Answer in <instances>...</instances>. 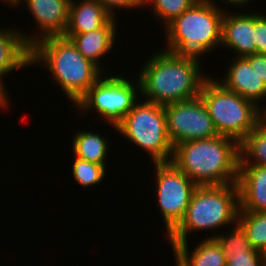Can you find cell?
I'll list each match as a JSON object with an SVG mask.
<instances>
[{
    "instance_id": "1",
    "label": "cell",
    "mask_w": 266,
    "mask_h": 266,
    "mask_svg": "<svg viewBox=\"0 0 266 266\" xmlns=\"http://www.w3.org/2000/svg\"><path fill=\"white\" fill-rule=\"evenodd\" d=\"M160 50L136 73L141 99L164 106L198 97L210 77L202 70L201 57Z\"/></svg>"
},
{
    "instance_id": "2",
    "label": "cell",
    "mask_w": 266,
    "mask_h": 266,
    "mask_svg": "<svg viewBox=\"0 0 266 266\" xmlns=\"http://www.w3.org/2000/svg\"><path fill=\"white\" fill-rule=\"evenodd\" d=\"M239 161V143L221 135L177 144L171 158L197 186L237 183Z\"/></svg>"
},
{
    "instance_id": "3",
    "label": "cell",
    "mask_w": 266,
    "mask_h": 266,
    "mask_svg": "<svg viewBox=\"0 0 266 266\" xmlns=\"http://www.w3.org/2000/svg\"><path fill=\"white\" fill-rule=\"evenodd\" d=\"M34 65L48 70L73 106L104 75L63 35L45 37L31 46V66Z\"/></svg>"
},
{
    "instance_id": "4",
    "label": "cell",
    "mask_w": 266,
    "mask_h": 266,
    "mask_svg": "<svg viewBox=\"0 0 266 266\" xmlns=\"http://www.w3.org/2000/svg\"><path fill=\"white\" fill-rule=\"evenodd\" d=\"M239 210L237 183L197 186L192 193L184 218L166 239L171 248L189 241L190 235L194 232L213 230L211 231L213 234L207 235L206 239H214L220 228H227L237 223Z\"/></svg>"
},
{
    "instance_id": "5",
    "label": "cell",
    "mask_w": 266,
    "mask_h": 266,
    "mask_svg": "<svg viewBox=\"0 0 266 266\" xmlns=\"http://www.w3.org/2000/svg\"><path fill=\"white\" fill-rule=\"evenodd\" d=\"M226 7L221 8L211 0L197 1L163 29L166 46L162 49L202 59L217 48L221 50L222 18Z\"/></svg>"
},
{
    "instance_id": "6",
    "label": "cell",
    "mask_w": 266,
    "mask_h": 266,
    "mask_svg": "<svg viewBox=\"0 0 266 266\" xmlns=\"http://www.w3.org/2000/svg\"><path fill=\"white\" fill-rule=\"evenodd\" d=\"M213 77L204 82L199 96L218 135L240 143L259 125L266 113L254 102L226 89Z\"/></svg>"
},
{
    "instance_id": "7",
    "label": "cell",
    "mask_w": 266,
    "mask_h": 266,
    "mask_svg": "<svg viewBox=\"0 0 266 266\" xmlns=\"http://www.w3.org/2000/svg\"><path fill=\"white\" fill-rule=\"evenodd\" d=\"M116 128L127 142L143 149L152 163L171 161L174 146L169 139L163 105L140 98Z\"/></svg>"
},
{
    "instance_id": "8",
    "label": "cell",
    "mask_w": 266,
    "mask_h": 266,
    "mask_svg": "<svg viewBox=\"0 0 266 266\" xmlns=\"http://www.w3.org/2000/svg\"><path fill=\"white\" fill-rule=\"evenodd\" d=\"M111 73H104L73 107L83 116V113L87 115L91 110L95 115L96 111L97 116H100L97 118L117 131L116 125L140 99V82L137 76L136 80H130L124 73L121 76L117 72Z\"/></svg>"
},
{
    "instance_id": "9",
    "label": "cell",
    "mask_w": 266,
    "mask_h": 266,
    "mask_svg": "<svg viewBox=\"0 0 266 266\" xmlns=\"http://www.w3.org/2000/svg\"><path fill=\"white\" fill-rule=\"evenodd\" d=\"M153 164L155 200L168 236L184 218L197 185L171 161Z\"/></svg>"
},
{
    "instance_id": "10",
    "label": "cell",
    "mask_w": 266,
    "mask_h": 266,
    "mask_svg": "<svg viewBox=\"0 0 266 266\" xmlns=\"http://www.w3.org/2000/svg\"><path fill=\"white\" fill-rule=\"evenodd\" d=\"M169 139L173 146L218 135L200 96L164 105Z\"/></svg>"
},
{
    "instance_id": "11",
    "label": "cell",
    "mask_w": 266,
    "mask_h": 266,
    "mask_svg": "<svg viewBox=\"0 0 266 266\" xmlns=\"http://www.w3.org/2000/svg\"><path fill=\"white\" fill-rule=\"evenodd\" d=\"M70 2L71 0H15L10 8L17 9L22 5L32 15L37 31L29 34L22 30L21 33L25 41L33 46L45 37L64 35L68 25Z\"/></svg>"
},
{
    "instance_id": "12",
    "label": "cell",
    "mask_w": 266,
    "mask_h": 266,
    "mask_svg": "<svg viewBox=\"0 0 266 266\" xmlns=\"http://www.w3.org/2000/svg\"><path fill=\"white\" fill-rule=\"evenodd\" d=\"M254 11L226 10L222 18L221 45L232 51L235 57H245L257 53L254 36ZM238 12V13H237Z\"/></svg>"
},
{
    "instance_id": "13",
    "label": "cell",
    "mask_w": 266,
    "mask_h": 266,
    "mask_svg": "<svg viewBox=\"0 0 266 266\" xmlns=\"http://www.w3.org/2000/svg\"><path fill=\"white\" fill-rule=\"evenodd\" d=\"M227 61L230 63L224 71L225 74L222 78L217 77L216 80L226 89L254 102L266 113V106L263 105L266 101V85L258 77L255 69H252L250 62L245 57L234 55L230 61Z\"/></svg>"
},
{
    "instance_id": "14",
    "label": "cell",
    "mask_w": 266,
    "mask_h": 266,
    "mask_svg": "<svg viewBox=\"0 0 266 266\" xmlns=\"http://www.w3.org/2000/svg\"><path fill=\"white\" fill-rule=\"evenodd\" d=\"M27 67L31 68V46L25 41L21 28L14 25L6 28L1 25L0 84L6 89L4 76Z\"/></svg>"
},
{
    "instance_id": "15",
    "label": "cell",
    "mask_w": 266,
    "mask_h": 266,
    "mask_svg": "<svg viewBox=\"0 0 266 266\" xmlns=\"http://www.w3.org/2000/svg\"><path fill=\"white\" fill-rule=\"evenodd\" d=\"M117 19V17H112L103 27L86 33L74 34L70 38L78 51L96 64L104 73L107 72L102 61L116 47V40H118L116 37L119 28L117 21L120 20Z\"/></svg>"
},
{
    "instance_id": "16",
    "label": "cell",
    "mask_w": 266,
    "mask_h": 266,
    "mask_svg": "<svg viewBox=\"0 0 266 266\" xmlns=\"http://www.w3.org/2000/svg\"><path fill=\"white\" fill-rule=\"evenodd\" d=\"M239 211L266 212V167L239 165Z\"/></svg>"
},
{
    "instance_id": "17",
    "label": "cell",
    "mask_w": 266,
    "mask_h": 266,
    "mask_svg": "<svg viewBox=\"0 0 266 266\" xmlns=\"http://www.w3.org/2000/svg\"><path fill=\"white\" fill-rule=\"evenodd\" d=\"M113 16L97 0H71L65 37L103 27Z\"/></svg>"
},
{
    "instance_id": "18",
    "label": "cell",
    "mask_w": 266,
    "mask_h": 266,
    "mask_svg": "<svg viewBox=\"0 0 266 266\" xmlns=\"http://www.w3.org/2000/svg\"><path fill=\"white\" fill-rule=\"evenodd\" d=\"M188 247V241L172 247L175 266H227L222 247L215 239L204 237L192 250Z\"/></svg>"
},
{
    "instance_id": "19",
    "label": "cell",
    "mask_w": 266,
    "mask_h": 266,
    "mask_svg": "<svg viewBox=\"0 0 266 266\" xmlns=\"http://www.w3.org/2000/svg\"><path fill=\"white\" fill-rule=\"evenodd\" d=\"M72 134V153L75 157L107 167L109 137H104L99 131L80 130Z\"/></svg>"
},
{
    "instance_id": "20",
    "label": "cell",
    "mask_w": 266,
    "mask_h": 266,
    "mask_svg": "<svg viewBox=\"0 0 266 266\" xmlns=\"http://www.w3.org/2000/svg\"><path fill=\"white\" fill-rule=\"evenodd\" d=\"M239 165L266 167V115L259 125L239 143Z\"/></svg>"
},
{
    "instance_id": "21",
    "label": "cell",
    "mask_w": 266,
    "mask_h": 266,
    "mask_svg": "<svg viewBox=\"0 0 266 266\" xmlns=\"http://www.w3.org/2000/svg\"><path fill=\"white\" fill-rule=\"evenodd\" d=\"M252 248L266 255V212L239 211L238 221Z\"/></svg>"
},
{
    "instance_id": "22",
    "label": "cell",
    "mask_w": 266,
    "mask_h": 266,
    "mask_svg": "<svg viewBox=\"0 0 266 266\" xmlns=\"http://www.w3.org/2000/svg\"><path fill=\"white\" fill-rule=\"evenodd\" d=\"M197 1L199 0H143V7L152 11L153 18L160 20L164 29Z\"/></svg>"
},
{
    "instance_id": "23",
    "label": "cell",
    "mask_w": 266,
    "mask_h": 266,
    "mask_svg": "<svg viewBox=\"0 0 266 266\" xmlns=\"http://www.w3.org/2000/svg\"><path fill=\"white\" fill-rule=\"evenodd\" d=\"M73 157L72 176L75 182L82 186L81 188H95L107 177L106 170H108V167L106 169L103 165L89 162L74 155Z\"/></svg>"
},
{
    "instance_id": "24",
    "label": "cell",
    "mask_w": 266,
    "mask_h": 266,
    "mask_svg": "<svg viewBox=\"0 0 266 266\" xmlns=\"http://www.w3.org/2000/svg\"><path fill=\"white\" fill-rule=\"evenodd\" d=\"M229 228L228 233H219L214 238L222 247L224 254L262 253L252 248L245 230L238 222Z\"/></svg>"
},
{
    "instance_id": "25",
    "label": "cell",
    "mask_w": 266,
    "mask_h": 266,
    "mask_svg": "<svg viewBox=\"0 0 266 266\" xmlns=\"http://www.w3.org/2000/svg\"><path fill=\"white\" fill-rule=\"evenodd\" d=\"M227 266H266L264 253L224 254Z\"/></svg>"
},
{
    "instance_id": "26",
    "label": "cell",
    "mask_w": 266,
    "mask_h": 266,
    "mask_svg": "<svg viewBox=\"0 0 266 266\" xmlns=\"http://www.w3.org/2000/svg\"><path fill=\"white\" fill-rule=\"evenodd\" d=\"M254 12V36L257 53L266 54V13Z\"/></svg>"
},
{
    "instance_id": "27",
    "label": "cell",
    "mask_w": 266,
    "mask_h": 266,
    "mask_svg": "<svg viewBox=\"0 0 266 266\" xmlns=\"http://www.w3.org/2000/svg\"><path fill=\"white\" fill-rule=\"evenodd\" d=\"M105 9L116 17L118 11L125 9L126 12L130 9H143V0H97ZM118 10V11H117Z\"/></svg>"
},
{
    "instance_id": "28",
    "label": "cell",
    "mask_w": 266,
    "mask_h": 266,
    "mask_svg": "<svg viewBox=\"0 0 266 266\" xmlns=\"http://www.w3.org/2000/svg\"><path fill=\"white\" fill-rule=\"evenodd\" d=\"M245 58L250 62L252 69H255L256 74L266 85V54L255 53Z\"/></svg>"
},
{
    "instance_id": "29",
    "label": "cell",
    "mask_w": 266,
    "mask_h": 266,
    "mask_svg": "<svg viewBox=\"0 0 266 266\" xmlns=\"http://www.w3.org/2000/svg\"><path fill=\"white\" fill-rule=\"evenodd\" d=\"M211 1L214 2L218 6H219L218 2L221 1V3H220L221 6H224V4L227 6L231 5L232 7L235 6L236 9L239 8L240 10L243 11L244 9H246L247 4L250 6V3H253L256 0H217V1L211 0Z\"/></svg>"
},
{
    "instance_id": "30",
    "label": "cell",
    "mask_w": 266,
    "mask_h": 266,
    "mask_svg": "<svg viewBox=\"0 0 266 266\" xmlns=\"http://www.w3.org/2000/svg\"><path fill=\"white\" fill-rule=\"evenodd\" d=\"M10 96L8 95V92L6 89L0 84V110H6V113L8 111V107H10Z\"/></svg>"
},
{
    "instance_id": "31",
    "label": "cell",
    "mask_w": 266,
    "mask_h": 266,
    "mask_svg": "<svg viewBox=\"0 0 266 266\" xmlns=\"http://www.w3.org/2000/svg\"><path fill=\"white\" fill-rule=\"evenodd\" d=\"M3 2L7 3L8 6H11V4L15 1V0H2Z\"/></svg>"
}]
</instances>
